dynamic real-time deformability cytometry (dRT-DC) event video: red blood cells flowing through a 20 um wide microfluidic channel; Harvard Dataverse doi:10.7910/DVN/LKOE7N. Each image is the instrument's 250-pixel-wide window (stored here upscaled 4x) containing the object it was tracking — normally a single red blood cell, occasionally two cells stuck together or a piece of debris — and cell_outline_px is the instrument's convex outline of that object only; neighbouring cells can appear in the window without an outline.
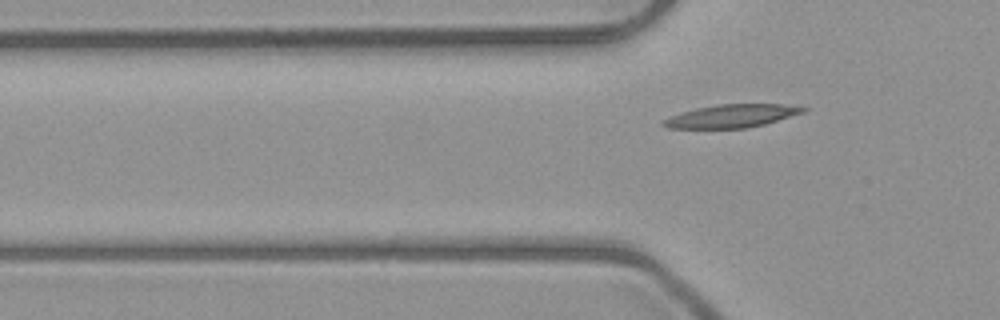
{"species": "common noctule bat (a hibernating species)", "species_latin": "Nyctalus noctula", "temperature_condition": "room temperature", "stored_images_in_passage": 7, "camera_frame_rate_fps": 3000, "um_per_image_px": 0.085, "animal": {"sex": "male", "body_mass_g": 23.1, "forearm_length_mm": 52.7}, "frame": {"image": 1, "passage_image": 7, "time_ms": 7.667, "image_size_px": [1000, 320], "cell_outline_px": [[808, 108], [804, 112], [764, 124], [748, 128], [668, 128], [660, 124], [660, 120], [668, 116], [680, 112], [696, 108], [716, 104], [784, 104]], "centroid_in_image_um": [62.11, 9.86], "position_along_channel_um": 63.7, "area_um2": 18.9}}